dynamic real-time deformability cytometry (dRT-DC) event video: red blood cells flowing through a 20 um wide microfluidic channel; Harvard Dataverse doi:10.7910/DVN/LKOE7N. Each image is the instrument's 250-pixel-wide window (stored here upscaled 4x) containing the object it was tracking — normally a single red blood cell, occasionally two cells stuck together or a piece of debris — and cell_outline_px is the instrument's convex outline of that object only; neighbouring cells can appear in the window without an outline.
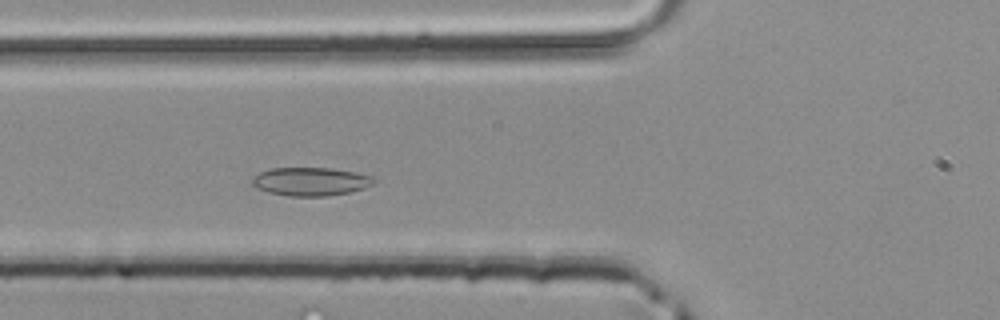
{"species": "common noctule bat (a hibernating species)", "species_latin": "Nyctalus noctula", "temperature_condition": "room temperature", "stored_images_in_passage": 28, "camera_frame_rate_fps": 3000, "um_per_image_px": 0.085, "animal": {"sex": "male", "body_mass_g": 20.4}, "frame": {"image": 1, "passage_image": 6, "time_ms": 1.667, "image_size_px": [1000, 320], "cell_outline_px": [[376, 180], [372, 184], [364, 188], [348, 192], [328, 196], [288, 196], [268, 192], [256, 188], [252, 184], [252, 176], [260, 172], [272, 168], [332, 168], [356, 172], [372, 176]], "centroid_in_image_um": [26.38, 15.43], "position_along_channel_um": 99.4, "area_um2": 20.17}}
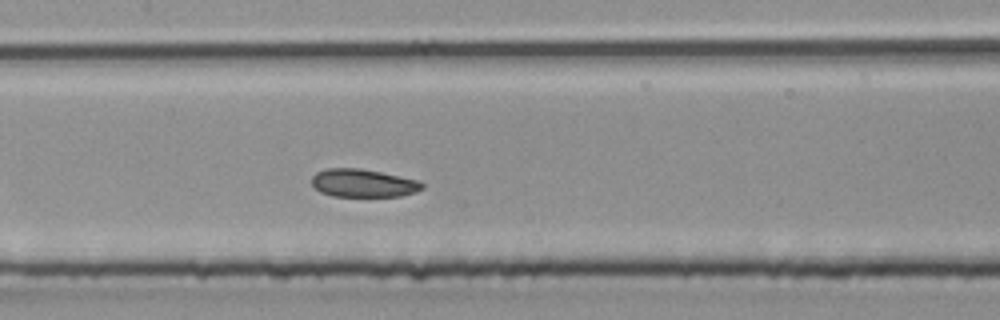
{"frame": {"image": 2, "passage_image": 11, "time_ms": 3.333, "image_size_px": [1000, 320], "cell_outline_px": [[424, 188], [416, 192], [400, 196], [332, 196], [320, 192], [312, 184], [312, 176], [316, 172], [324, 168], [360, 168], [420, 180], [424, 184]], "centroid_in_image_um": [30.88, 15.56], "position_along_channel_um": 176.5, "area_um2": 18.15}}
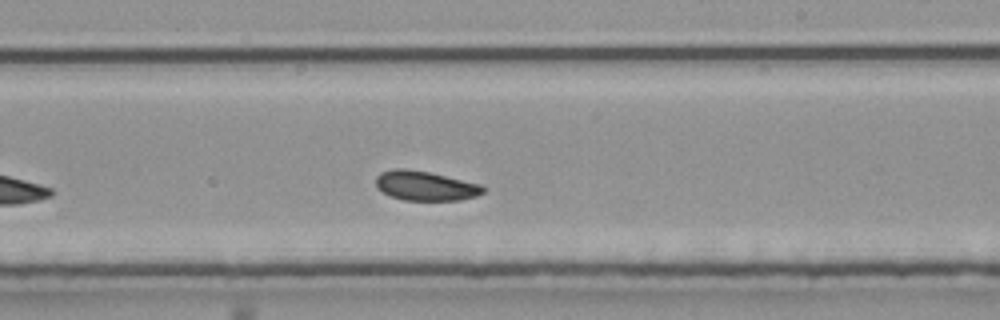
{"frame": {"image": 3, "passage_image": 16, "time_ms": 5.0, "image_size_px": [1000, 320], "cell_outline_px": [[488, 188], [484, 192], [476, 196], [460, 200], [404, 200], [392, 196], [376, 188], [376, 176], [380, 172], [392, 168], [404, 168], [428, 172], [480, 184]], "centroid_in_image_um": [36.15, 15.79], "position_along_channel_um": 252.9, "area_um2": 18.44}}